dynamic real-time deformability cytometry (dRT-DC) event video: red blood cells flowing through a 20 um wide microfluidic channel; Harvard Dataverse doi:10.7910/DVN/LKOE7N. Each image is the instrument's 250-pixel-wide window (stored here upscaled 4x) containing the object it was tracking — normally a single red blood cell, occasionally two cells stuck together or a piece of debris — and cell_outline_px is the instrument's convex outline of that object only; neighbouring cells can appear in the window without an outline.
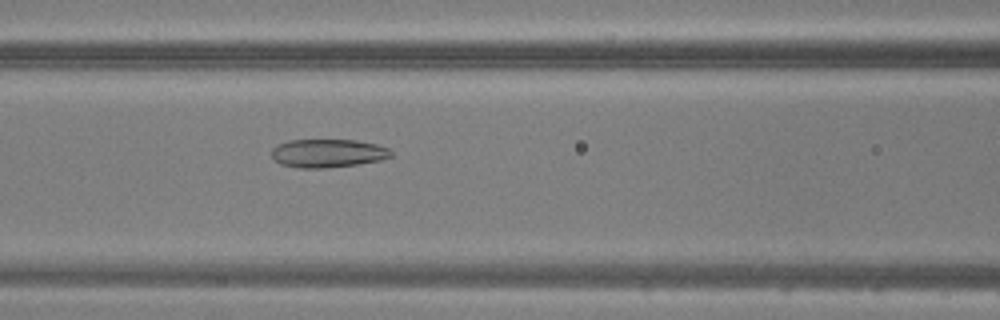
{"species": "common noctule bat (a hibernating species)", "species_latin": "Nyctalus noctula", "temperature_condition": "warm", "stored_images_in_passage": 46, "camera_frame_rate_fps": 3000, "um_per_image_px": 0.085, "animal": {"sex": "male", "body_mass_g": 20.5, "forearm_length_mm": 52.5}, "frame": {"image": 1, "passage_image": 19, "time_ms": 6.0, "image_size_px": [1000, 320], "cell_outline_px": [[392, 156], [380, 160], [356, 164], [324, 168], [300, 168], [280, 164], [272, 156], [272, 148], [288, 140], [356, 140], [376, 144], [388, 148], [392, 152]], "centroid_in_image_um": [27.87, 13.02], "position_along_channel_um": 138.7, "area_um2": 19.59}}
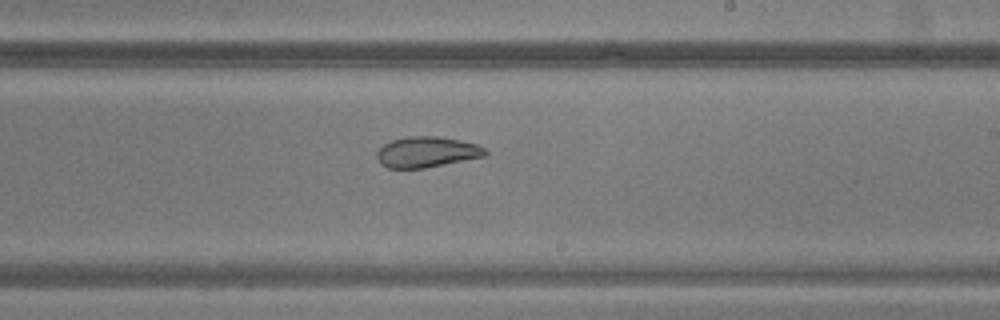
{"frame": {"image": 2, "passage_image": 27, "time_ms": 8.667, "image_size_px": [1000, 320], "cell_outline_px": [[488, 152], [484, 156], [424, 168], [388, 168], [380, 164], [376, 156], [376, 152], [384, 144], [392, 140], [408, 136], [436, 136], [460, 140], [476, 144], [484, 148]], "centroid_in_image_um": [36.24, 12.92], "position_along_channel_um": 252.8, "area_um2": 19.25}}
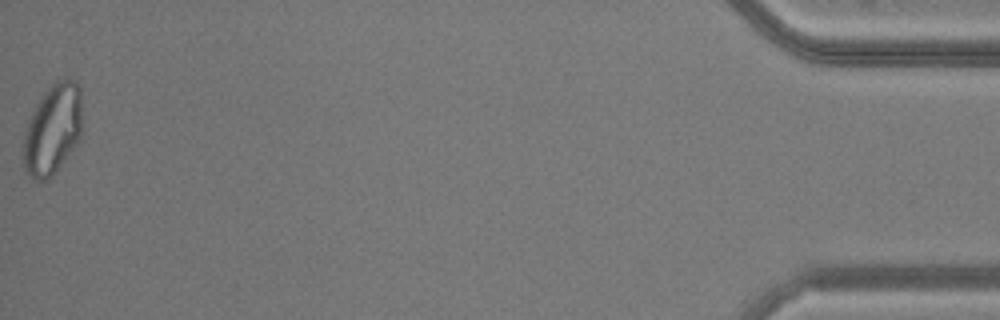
{"frame": {"image": 3, "passage_image": 46, "time_ms": 15.0, "image_size_px": [1000, 320], "cell_outline_px": [[80, 136], [72, 148], [60, 164], [44, 180], [32, 180], [24, 172], [24, 132], [28, 120], [36, 104], [48, 88], [56, 80], [64, 76], [76, 80], [80, 88]], "centroid_in_image_um": [4.44, 10.93], "position_along_channel_um": 430.8, "area_um2": 30.4}}